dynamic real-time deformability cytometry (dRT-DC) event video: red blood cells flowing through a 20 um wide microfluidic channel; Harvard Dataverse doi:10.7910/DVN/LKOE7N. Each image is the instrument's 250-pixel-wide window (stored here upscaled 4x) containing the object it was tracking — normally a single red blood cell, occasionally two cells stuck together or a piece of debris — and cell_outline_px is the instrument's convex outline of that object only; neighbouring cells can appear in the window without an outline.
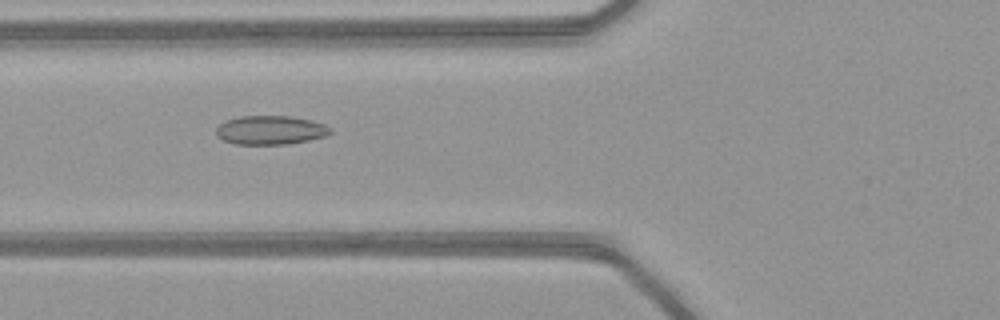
{"species": "common noctule bat (a hibernating species)", "species_latin": "Nyctalus noctula", "temperature_condition": "warm", "stored_images_in_passage": 30, "camera_frame_rate_fps": 3000, "um_per_image_px": 0.085, "animal": {"sex": "female", "body_mass_g": 21.9}, "frame": {"image": 1, "passage_image": 6, "time_ms": 1.667, "image_size_px": [1000, 320], "cell_outline_px": [[332, 132], [324, 136], [308, 140], [288, 144], [236, 144], [224, 140], [216, 136], [216, 128], [220, 124], [228, 120], [240, 116], [288, 116], [312, 120], [324, 124], [332, 128]], "centroid_in_image_um": [23.0, 11.06], "position_along_channel_um": 102.8, "area_um2": 19.13}}
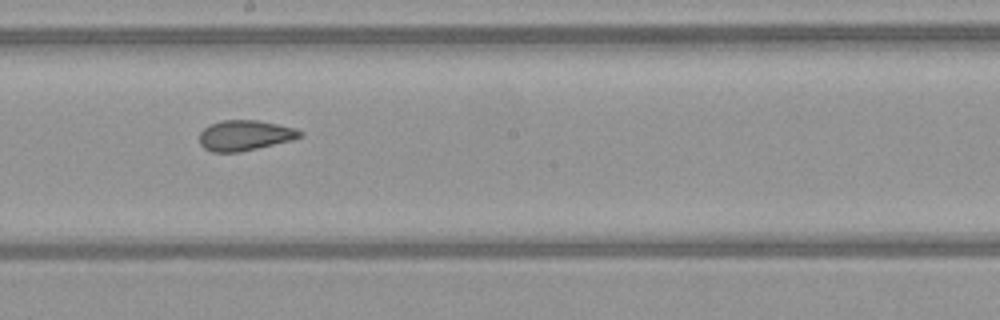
{"frame": {"image": 2, "passage_image": 15, "time_ms": 4.667, "image_size_px": [1000, 320], "cell_outline_px": [[304, 136], [292, 140], [240, 152], [212, 152], [204, 148], [200, 144], [200, 132], [208, 124], [224, 120], [256, 120], [296, 128], [304, 132]], "centroid_in_image_um": [20.82, 11.51], "position_along_channel_um": 227.4, "area_um2": 17.86}}
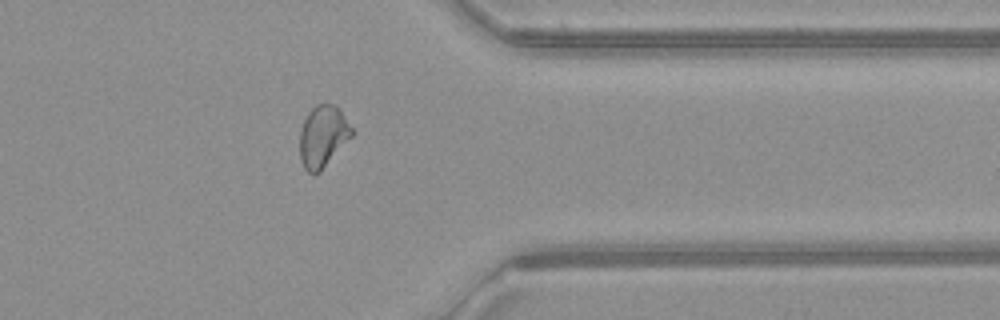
{"frame": {"image": 3, "passage_image": 27, "time_ms": 8.667, "image_size_px": [1000, 320], "cell_outline_px": [[356, 132], [320, 172], [316, 176], [312, 176], [304, 168], [300, 160], [300, 132], [304, 120], [308, 112], [316, 104], [336, 104], [340, 108]], "centroid_in_image_um": [27.47, 11.6], "position_along_channel_um": 383.9, "area_um2": 19.13}, "authors_computed_cell_mechanics": {"area_um2": 18.1203, "velocity_mm_per_s": 4.1262, "shape_relaxation_time_tau1_ms": null, "shape_relaxation_time_tau2_ms": 1.5079, "deformation_change_tau1": null, "deformation_change_tau2": 0.0673}}